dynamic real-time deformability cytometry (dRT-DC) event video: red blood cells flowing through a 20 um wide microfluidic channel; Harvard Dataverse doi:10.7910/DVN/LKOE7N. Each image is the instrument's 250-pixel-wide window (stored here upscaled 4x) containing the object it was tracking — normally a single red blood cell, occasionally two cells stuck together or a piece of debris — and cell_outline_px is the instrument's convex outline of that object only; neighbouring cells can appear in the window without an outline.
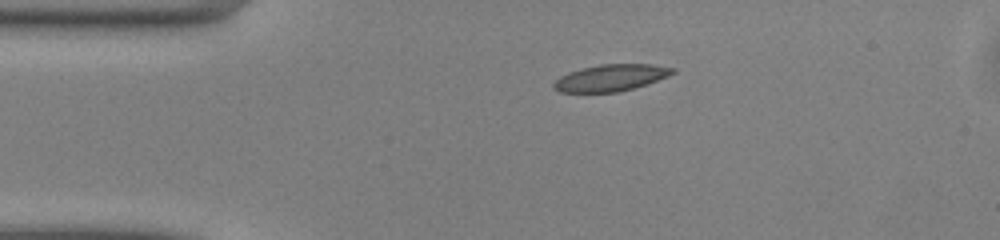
{"species": "common noctule bat (a hibernating species)", "species_latin": "Nyctalus noctula", "temperature_condition": "warm", "stored_images_in_passage": 41, "camera_frame_rate_fps": 3000, "um_per_image_px": 0.085, "animal": {"sex": "male", "body_mass_g": 13.0, "forearm_length_mm": 53.1}, "frame": {"image": 1, "passage_image": 1, "time_ms": 0.0, "image_size_px": [1000, 240], "cell_outline_px": [[676, 72], [668, 76], [632, 88], [616, 92], [560, 92], [552, 88], [552, 84], [560, 76], [568, 72], [600, 64], [652, 64], [676, 68]], "centroid_in_image_um": [51.9, 6.6], "position_along_channel_um": 33.1, "area_um2": 18.32}}
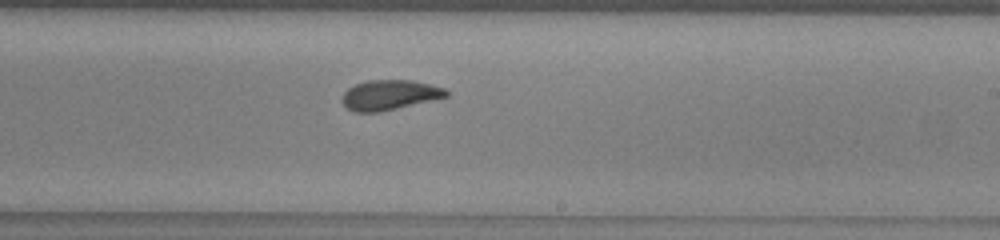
{"frame": {"image": 2, "passage_image": 20, "time_ms": 6.333, "image_size_px": [1000, 240], "cell_outline_px": [[448, 96], [396, 108], [376, 112], [352, 112], [340, 100], [344, 92], [348, 88], [356, 84], [368, 80], [412, 80], [444, 88], [448, 92]], "centroid_in_image_um": [33.06, 8.06], "position_along_channel_um": 255.9, "area_um2": 17.92}}
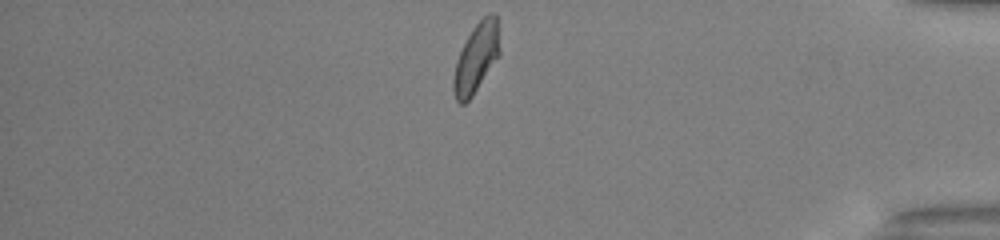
{"frame": {"image": 3, "passage_image": 33, "time_ms": 10.667, "image_size_px": [1000, 240], "cell_outline_px": [[500, 52], [472, 96], [464, 104], [460, 104], [456, 100], [452, 88], [452, 80], [456, 60], [472, 28], [488, 12], [496, 16]], "centroid_in_image_um": [40.44, 4.94], "position_along_channel_um": 394.8, "area_um2": 18.21}, "authors_computed_cell_mechanics": {"area_um2": 18.496, "velocity_mm_per_s": 4.0781, "shape_relaxation_time_tau1_ms": 5.8201, "shape_relaxation_time_tau2_ms": 0.938, "deformation_change_tau1": 0.1598, "deformation_change_tau2": 0.0498}}